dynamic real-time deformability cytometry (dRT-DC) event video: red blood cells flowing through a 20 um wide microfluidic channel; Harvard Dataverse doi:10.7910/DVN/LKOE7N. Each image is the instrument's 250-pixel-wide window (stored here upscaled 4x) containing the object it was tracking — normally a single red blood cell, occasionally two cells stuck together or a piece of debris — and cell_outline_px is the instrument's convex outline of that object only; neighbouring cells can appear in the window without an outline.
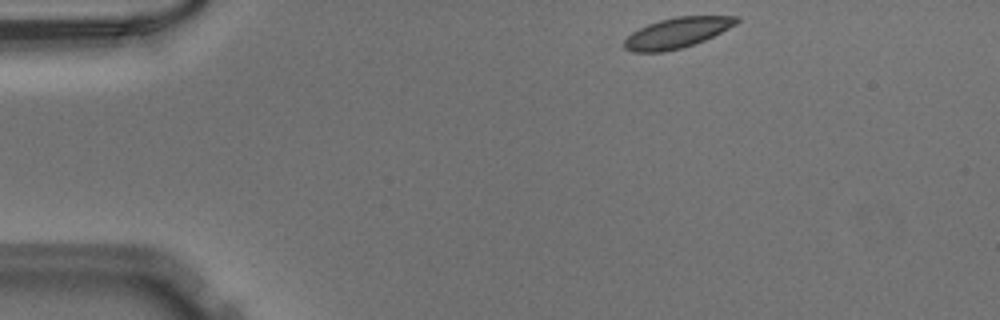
{"species": "Egyptian fruit bat (a non-hibernating species)", "species_latin": "Rousettus aegyptiacus", "temperature_condition": "warm", "stored_images_in_passage": 44, "camera_frame_rate_fps": 3000, "um_per_image_px": 0.085, "animal": {"sex": "male"}, "frame": {"image": 1, "passage_image": 1, "time_ms": 0.0, "image_size_px": [1000, 320], "cell_outline_px": [[740, 20], [736, 24], [704, 40], [680, 48], [664, 52], [632, 52], [624, 48], [624, 40], [632, 32], [648, 24], [660, 20], [676, 16], [740, 16]], "centroid_in_image_um": [57.53, 2.78], "position_along_channel_um": 27.5, "area_um2": 19.65}}
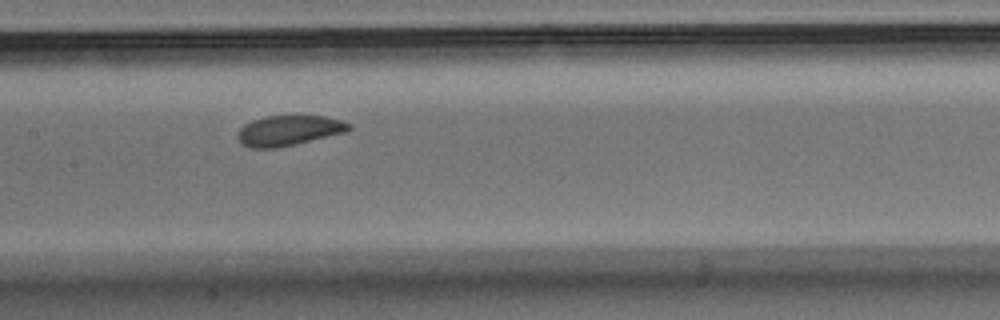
{"frame": {"image": 2, "passage_image": 18, "time_ms": 5.667, "image_size_px": [1000, 320], "cell_outline_px": [[352, 128], [348, 132], [296, 144], [276, 148], [252, 148], [240, 144], [236, 136], [236, 132], [244, 124], [252, 120], [264, 116], [324, 116], [340, 120], [352, 124]], "centroid_in_image_um": [24.53, 11.1], "position_along_channel_um": 182.9, "area_um2": 19.88}}
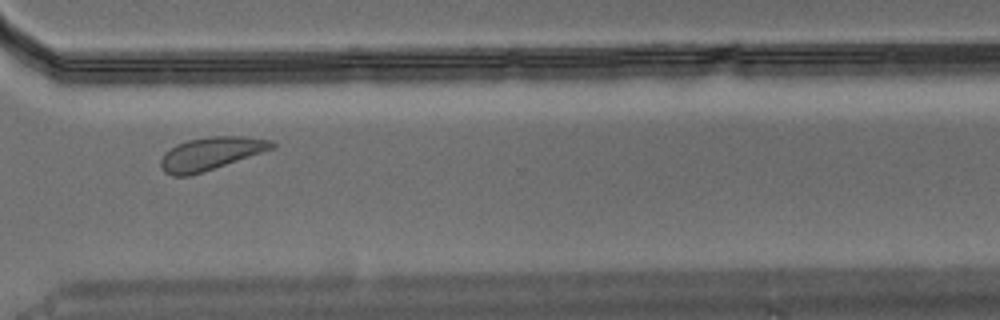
{"frame": {"image": 3, "passage_image": 31, "time_ms": 10.0, "image_size_px": [1000, 320], "cell_outline_px": [[276, 148], [204, 172], [188, 176], [172, 176], [164, 172], [160, 168], [160, 160], [164, 152], [176, 144], [188, 140], [208, 136], [244, 136], [272, 140], [276, 144]], "centroid_in_image_um": [17.92, 13.06], "position_along_channel_um": 352.7, "area_um2": 21.68}}